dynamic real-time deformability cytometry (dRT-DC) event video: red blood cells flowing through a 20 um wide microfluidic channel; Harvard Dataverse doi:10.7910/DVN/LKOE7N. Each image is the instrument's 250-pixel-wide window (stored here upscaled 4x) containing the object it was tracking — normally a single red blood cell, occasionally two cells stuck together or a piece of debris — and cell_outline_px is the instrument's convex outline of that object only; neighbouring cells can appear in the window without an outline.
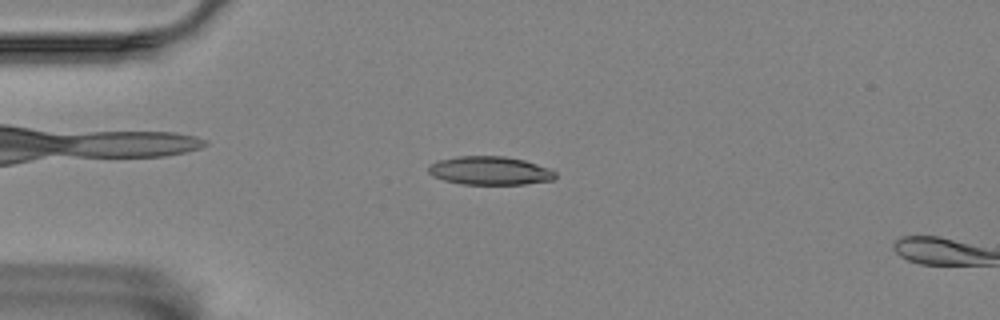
{"species": "Egyptian fruit bat (a non-hibernating species)", "species_latin": "Rousettus aegyptiacus", "temperature_condition": "room temperature", "stored_images_in_passage": 6, "camera_frame_rate_fps": 3000, "um_per_image_px": 0.085, "animal": {"sex": "female"}, "frame": {"image": 1, "passage_image": 5, "time_ms": 7.333, "image_size_px": [1000, 320], "cell_outline_px": [[556, 176], [552, 180], [524, 184], [460, 184], [444, 180], [432, 176], [428, 172], [428, 164], [436, 160], [456, 156], [504, 156], [524, 160], [548, 168], [556, 172]], "centroid_in_image_um": [41.58, 14.5], "position_along_channel_um": 43.4, "area_um2": 21.15}}